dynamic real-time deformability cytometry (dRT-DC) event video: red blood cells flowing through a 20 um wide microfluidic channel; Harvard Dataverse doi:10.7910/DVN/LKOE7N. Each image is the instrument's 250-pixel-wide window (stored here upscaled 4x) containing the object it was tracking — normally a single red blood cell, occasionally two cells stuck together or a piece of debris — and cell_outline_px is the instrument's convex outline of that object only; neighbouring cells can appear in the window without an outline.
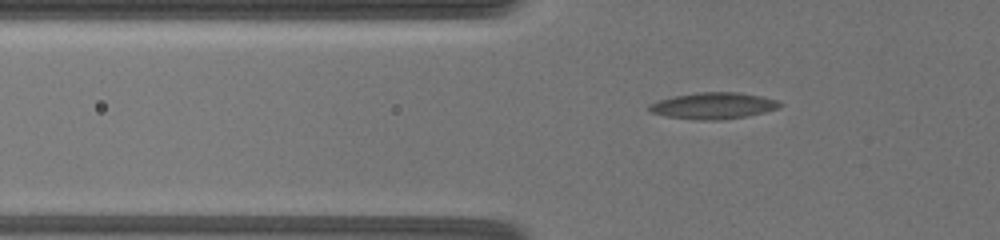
{"species": "common noctule bat (a hibernating species)", "species_latin": "Nyctalus noctula", "temperature_condition": "warm", "stored_images_in_passage": 38, "segment_of_instrument_passage": [1, 2], "camera_frame_rate_fps": 3000, "um_per_image_px": 0.085, "animal": {"sex": "female", "body_mass_g": 19.5, "forearm_length_mm": 54.1}, "frame": {"image": 1, "passage_image": 13, "time_ms": 6.333, "image_size_px": [1000, 240], "cell_outline_px": [[784, 104], [780, 108], [764, 112], [744, 116], [720, 120], [700, 120], [668, 116], [648, 112], [648, 104], [660, 100], [676, 96], [700, 92], [736, 92], [760, 96], [776, 100]], "centroid_in_image_um": [60.64, 8.99], "position_along_channel_um": 65.2, "area_um2": 19.88}}
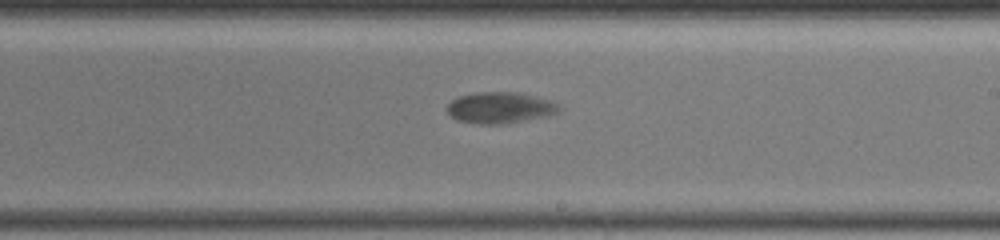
{"frame": {"image": 2, "passage_image": 23, "time_ms": 12.0, "image_size_px": [1000, 240], "cell_outline_px": [[560, 108], [556, 112], [544, 116], [500, 124], [476, 124], [460, 120], [452, 116], [448, 112], [448, 104], [452, 100], [460, 96], [480, 92], [520, 92], [552, 100]], "centroid_in_image_um": [42.5, 9.14], "position_along_channel_um": 246.5, "area_um2": 19.94}}
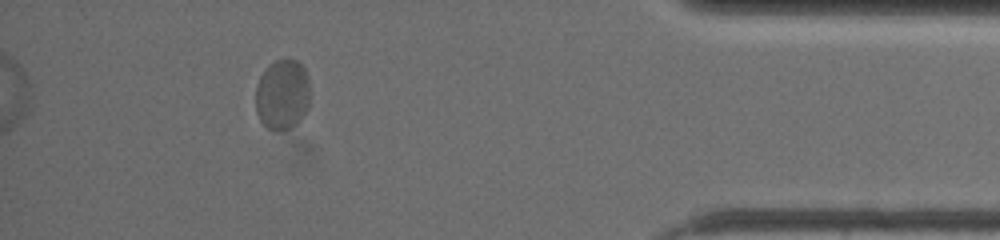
{"frame": {"image": 3, "passage_image": 35, "time_ms": 18.0, "image_size_px": [1000, 240], "cell_outline_px": [[308, 104], [300, 120], [296, 124], [288, 128], [268, 128], [260, 120], [256, 112], [256, 88], [260, 76], [268, 64], [276, 60], [296, 60], [304, 68], [308, 76]], "centroid_in_image_um": [23.98, 8.0], "position_along_channel_um": 411.2, "area_um2": 21.85}}